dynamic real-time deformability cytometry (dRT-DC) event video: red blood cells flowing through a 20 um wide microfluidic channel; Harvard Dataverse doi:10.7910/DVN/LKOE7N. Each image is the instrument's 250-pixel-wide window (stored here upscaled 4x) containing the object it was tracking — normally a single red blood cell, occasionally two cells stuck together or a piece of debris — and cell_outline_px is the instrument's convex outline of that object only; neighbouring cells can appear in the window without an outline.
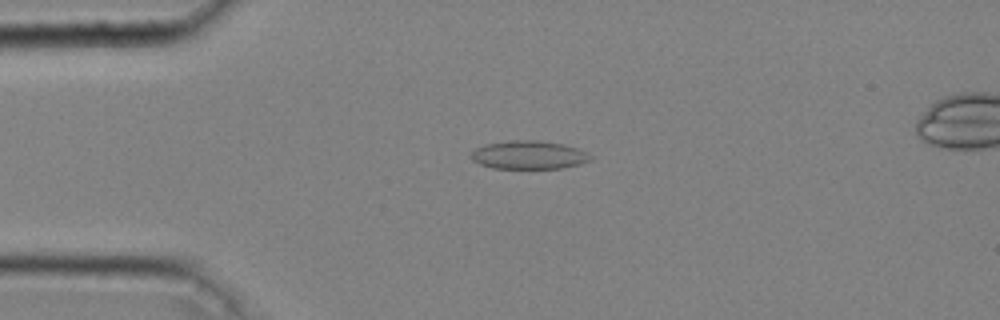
{"species": "common noctule bat (a hibernating species)", "species_latin": "Nyctalus noctula", "temperature_condition": "cold", "stored_images_in_passage": 46, "camera_frame_rate_fps": 3000, "um_per_image_px": 0.085, "animal": {"sex": "male", "body_mass_g": 20.4}, "frame": {"image": 1, "passage_image": 11, "time_ms": 3.333, "image_size_px": [1000, 320], "cell_outline_px": [[592, 160], [580, 164], [560, 168], [492, 168], [480, 164], [472, 160], [472, 152], [476, 148], [484, 144], [512, 140], [536, 140], [564, 144], [576, 148], [592, 156]], "centroid_in_image_um": [44.94, 13.17], "position_along_channel_um": 40.1, "area_um2": 19.59}}
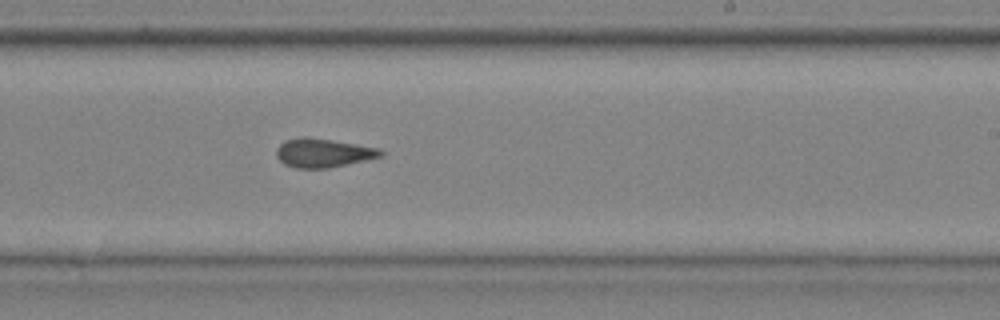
{"frame": {"image": 2, "passage_image": 29, "time_ms": 9.333, "image_size_px": [1000, 320], "cell_outline_px": [[384, 156], [328, 168], [296, 168], [284, 164], [276, 156], [276, 148], [284, 140], [300, 136], [308, 136], [380, 148], [384, 152]], "centroid_in_image_um": [27.45, 12.98], "position_along_channel_um": 261.5, "area_um2": 17.69}}
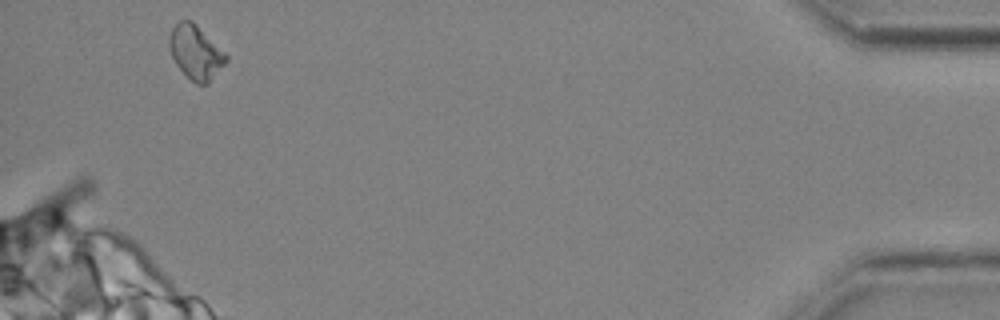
{"frame": {"image": 3, "passage_image": 45, "time_ms": 14.667, "image_size_px": [1000, 320], "cell_outline_px": [[228, 60], [208, 84], [196, 84], [176, 64], [172, 56], [168, 44], [168, 36], [172, 28], [180, 20], [192, 20], [228, 56]], "centroid_in_image_um": [16.62, 4.43], "position_along_channel_um": 418.6, "area_um2": 17.63}, "authors_computed_cell_mechanics": {"area_um2": 17.918, "velocity_mm_per_s": 4.0871, "shape_relaxation_time_tau1_ms": null, "shape_relaxation_time_tau2_ms": 2.3764, "deformation_change_tau1": null, "deformation_change_tau2": 0.065}}